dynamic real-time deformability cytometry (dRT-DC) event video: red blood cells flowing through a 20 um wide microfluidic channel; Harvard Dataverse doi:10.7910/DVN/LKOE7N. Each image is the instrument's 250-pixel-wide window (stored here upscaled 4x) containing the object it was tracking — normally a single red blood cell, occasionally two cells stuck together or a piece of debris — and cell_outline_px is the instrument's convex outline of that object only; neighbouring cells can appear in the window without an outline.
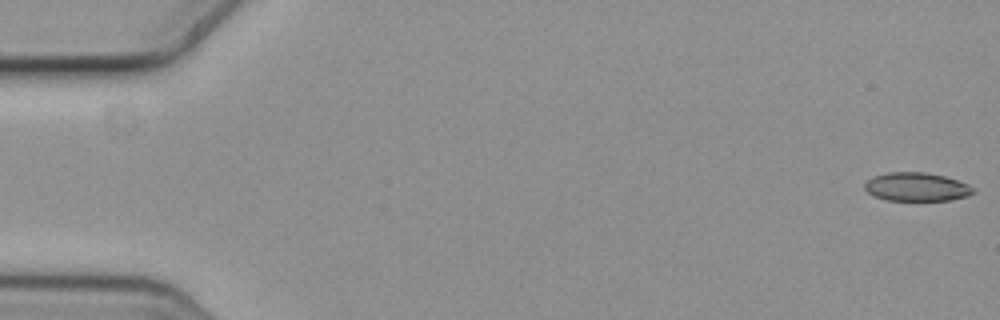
{"species": "common noctule bat (a hibernating species)", "species_latin": "Nyctalus noctula", "temperature_condition": "cold", "stored_images_in_passage": 12, "camera_frame_rate_fps": 3000, "um_per_image_px": 0.085, "animal": {"sex": "female", "body_mass_g": 19.3, "forearm_length_mm": 54.1}, "frame": {"image": 1, "passage_image": 1, "time_ms": 0.0, "image_size_px": [1000, 320], "cell_outline_px": [[976, 192], [968, 196], [948, 200], [888, 200], [876, 196], [868, 192], [864, 188], [864, 184], [872, 176], [888, 172], [924, 172], [944, 176], [968, 184]], "centroid_in_image_um": [77.9, 15.88], "position_along_channel_um": 7.1, "area_um2": 17.92}}